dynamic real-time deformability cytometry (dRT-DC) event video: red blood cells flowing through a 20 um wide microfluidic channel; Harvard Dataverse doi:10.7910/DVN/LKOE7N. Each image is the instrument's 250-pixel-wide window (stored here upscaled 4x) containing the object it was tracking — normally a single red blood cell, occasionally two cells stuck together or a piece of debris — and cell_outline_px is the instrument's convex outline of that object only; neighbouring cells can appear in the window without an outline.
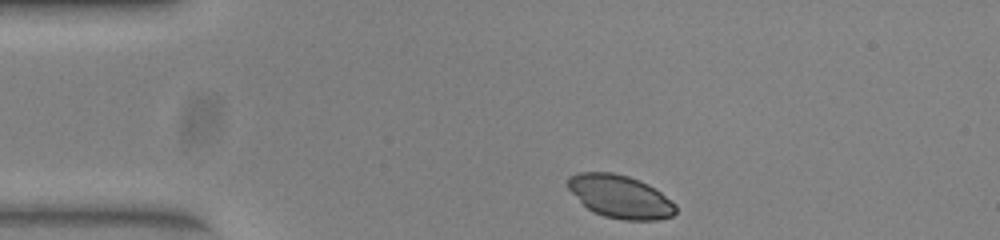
{"species": "common noctule bat (a hibernating species)", "species_latin": "Nyctalus noctula", "temperature_condition": "warm", "stored_images_in_passage": 43, "camera_frame_rate_fps": 3000, "um_per_image_px": 0.085, "animal": {"sex": "female", "body_mass_g": 23.0, "forearm_length_mm": 53.4}, "frame": {"image": 1, "passage_image": 1, "time_ms": 0.0, "image_size_px": [1000, 240], "cell_outline_px": [[676, 212], [672, 216], [656, 220], [624, 220], [604, 216], [592, 212], [568, 188], [568, 176], [580, 172], [612, 172], [628, 176], [648, 184], [660, 192], [676, 204]], "centroid_in_image_um": [52.72, 16.71], "position_along_channel_um": 32.3, "area_um2": 26.82}}
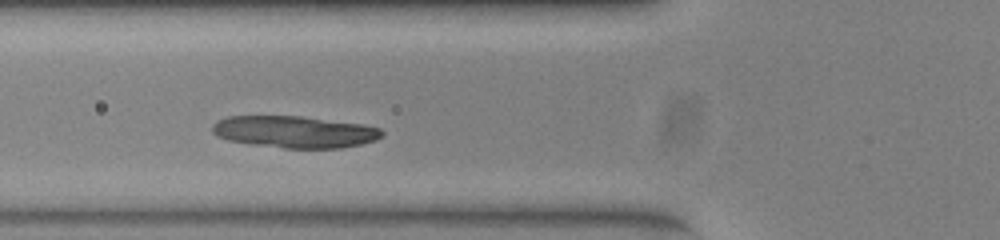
{"frame": {"image": 2, "passage_image": 10, "time_ms": 3.0, "image_size_px": [1000, 240], "cell_outline_px": [[384, 136], [376, 140], [360, 144], [340, 148], [284, 148], [252, 144], [228, 140], [216, 136], [212, 132], [212, 124], [216, 120], [228, 116], [300, 116], [364, 124], [380, 128], [384, 132]], "centroid_in_image_um": [25.04, 11.2], "position_along_channel_um": 100.8, "area_um2": 31.67}}
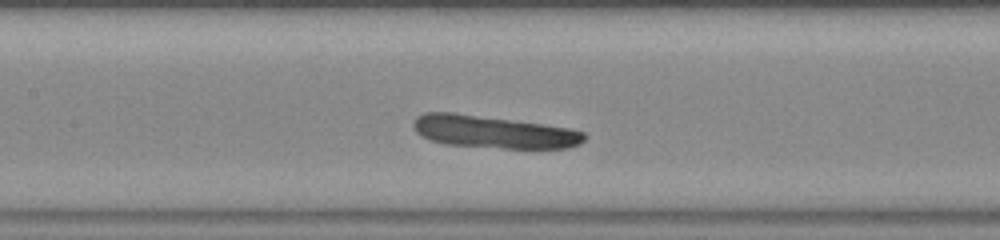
{"frame": {"image": 3, "passage_image": 15, "time_ms": 4.667, "image_size_px": [1000, 240], "cell_outline_px": [[588, 136], [580, 144], [568, 148], [504, 148], [444, 144], [420, 136], [416, 132], [412, 124], [416, 116], [424, 112], [452, 112], [540, 124], [568, 128], [584, 132]], "centroid_in_image_um": [41.92, 11.21], "position_along_channel_um": 165.5, "area_um2": 32.19}}